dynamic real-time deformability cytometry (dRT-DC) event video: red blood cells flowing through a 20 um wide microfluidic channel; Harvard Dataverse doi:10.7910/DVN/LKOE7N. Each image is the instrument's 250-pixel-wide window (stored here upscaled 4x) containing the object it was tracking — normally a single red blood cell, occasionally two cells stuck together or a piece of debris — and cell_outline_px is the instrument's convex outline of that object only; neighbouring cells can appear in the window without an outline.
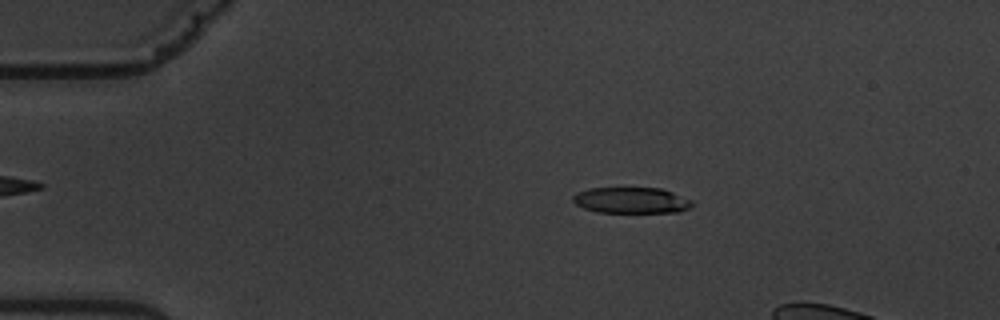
{"species": "common noctule bat (a hibernating species)", "species_latin": "Nyctalus noctula", "temperature_condition": "warm", "stored_images_in_passage": 5, "camera_frame_rate_fps": 3000, "um_per_image_px": 0.085, "animal": {"sex": "male", "body_mass_g": 19.5, "forearm_length_mm": 54.6}, "frame": {"image": 1, "passage_image": 3, "time_ms": 2.333, "image_size_px": [1000, 320], "cell_outline_px": [[692, 204], [688, 208], [680, 212], [596, 212], [584, 208], [576, 204], [572, 200], [572, 196], [576, 192], [588, 188], [660, 188], [672, 192], [692, 200]], "centroid_in_image_um": [53.62, 17.02], "position_along_channel_um": 31.4, "area_um2": 18.03}}